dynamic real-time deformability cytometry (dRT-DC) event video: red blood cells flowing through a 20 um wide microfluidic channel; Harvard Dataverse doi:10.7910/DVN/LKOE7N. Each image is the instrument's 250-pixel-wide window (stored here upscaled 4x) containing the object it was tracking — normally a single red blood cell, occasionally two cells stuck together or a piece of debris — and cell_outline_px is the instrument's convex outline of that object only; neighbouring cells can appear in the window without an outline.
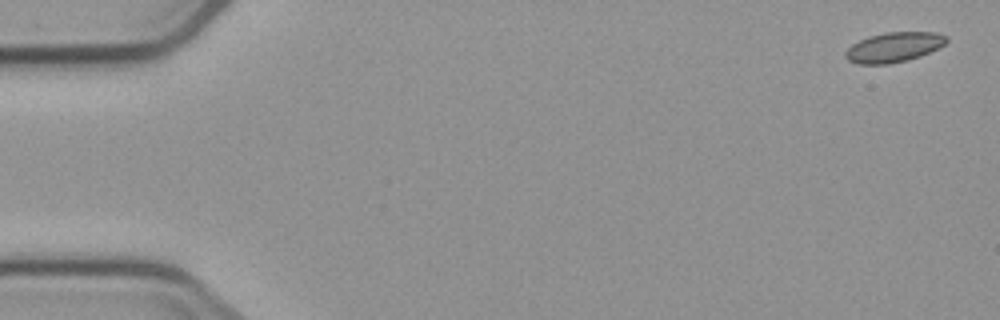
{"species": "common noctule bat (a hibernating species)", "species_latin": "Nyctalus noctula", "temperature_condition": "cold", "stored_images_in_passage": 5, "camera_frame_rate_fps": 3000, "um_per_image_px": 0.085, "animal": {"sex": "male", "body_mass_g": 23.1, "forearm_length_mm": 52.7}, "frame": {"image": 1, "passage_image": 1, "time_ms": 0.0, "image_size_px": [1000, 320], "cell_outline_px": [[948, 40], [944, 44], [920, 56], [908, 60], [888, 64], [856, 64], [848, 60], [844, 56], [844, 52], [852, 44], [868, 36], [884, 32], [936, 32], [948, 36]], "centroid_in_image_um": [75.95, 4.01], "position_along_channel_um": 9.1, "area_um2": 17.63}}
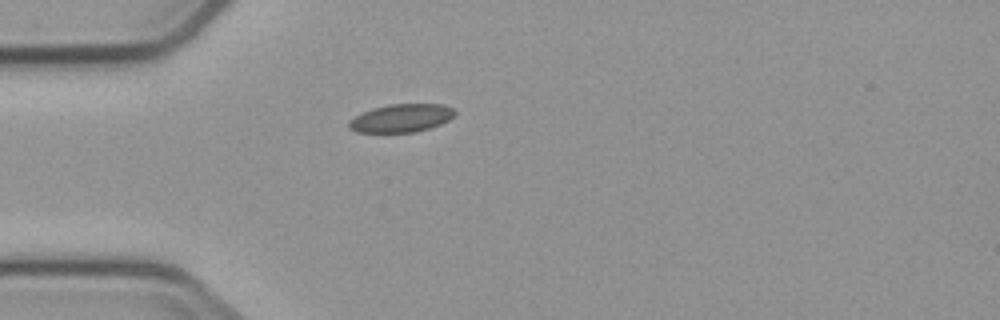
{"frame": {"image": 2, "passage_image": 5, "time_ms": 4.667, "image_size_px": [1000, 320], "cell_outline_px": [[456, 112], [448, 120], [440, 124], [416, 132], [356, 132], [348, 128], [348, 120], [372, 108], [388, 104], [444, 104], [452, 108]], "centroid_in_image_um": [34.08, 10.03], "position_along_channel_um": 50.9, "area_um2": 17.28}}